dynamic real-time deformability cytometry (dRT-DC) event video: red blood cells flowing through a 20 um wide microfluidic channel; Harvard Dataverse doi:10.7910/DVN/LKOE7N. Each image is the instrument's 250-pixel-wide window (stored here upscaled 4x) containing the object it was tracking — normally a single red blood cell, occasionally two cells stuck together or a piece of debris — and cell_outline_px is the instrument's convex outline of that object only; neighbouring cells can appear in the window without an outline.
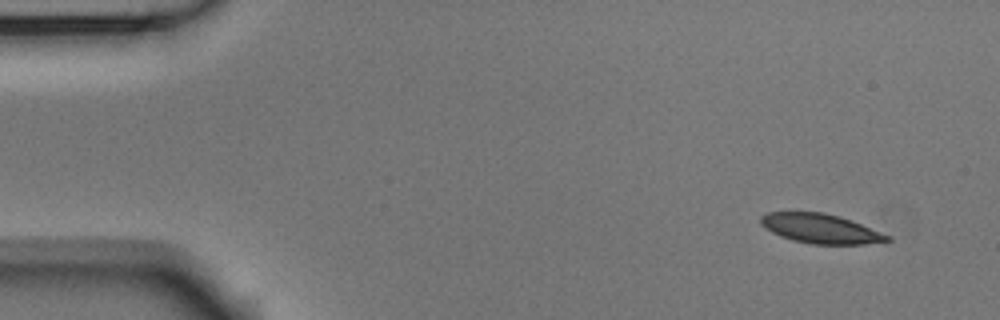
{"species": "Egyptian fruit bat (a non-hibernating species)", "species_latin": "Rousettus aegyptiacus", "temperature_condition": "room temperature", "stored_images_in_passage": 5, "camera_frame_rate_fps": 3000, "um_per_image_px": 0.085, "animal": {"sex": "male"}, "frame": {"image": 1, "passage_image": 1, "time_ms": 0.0, "image_size_px": [1000, 320], "cell_outline_px": [[892, 240], [864, 244], [812, 244], [792, 240], [780, 236], [772, 232], [760, 224], [760, 216], [768, 212], [824, 212], [840, 216], [852, 220], [892, 236]], "centroid_in_image_um": [69.76, 19.43], "position_along_channel_um": 15.2, "area_um2": 21.85}}
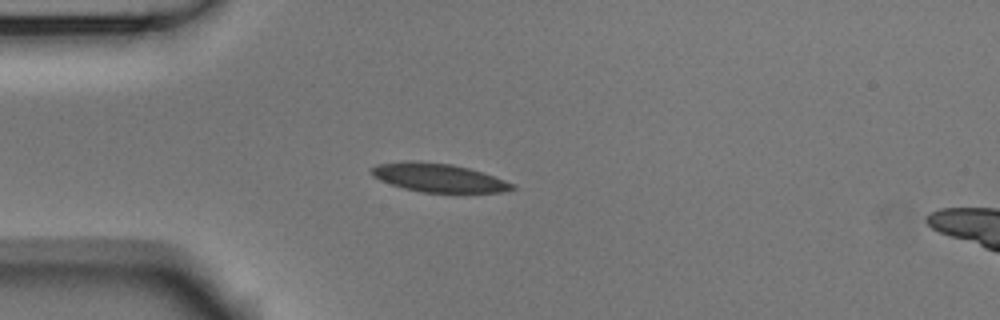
{"frame": {"image": 2, "passage_image": 4, "time_ms": 1.0, "image_size_px": [1000, 320], "cell_outline_px": [[516, 188], [504, 192], [420, 192], [404, 188], [380, 180], [372, 176], [368, 172], [376, 164], [412, 160], [452, 164], [468, 168], [516, 184]], "centroid_in_image_um": [37.24, 15.1], "position_along_channel_um": 47.8, "area_um2": 23.29}}